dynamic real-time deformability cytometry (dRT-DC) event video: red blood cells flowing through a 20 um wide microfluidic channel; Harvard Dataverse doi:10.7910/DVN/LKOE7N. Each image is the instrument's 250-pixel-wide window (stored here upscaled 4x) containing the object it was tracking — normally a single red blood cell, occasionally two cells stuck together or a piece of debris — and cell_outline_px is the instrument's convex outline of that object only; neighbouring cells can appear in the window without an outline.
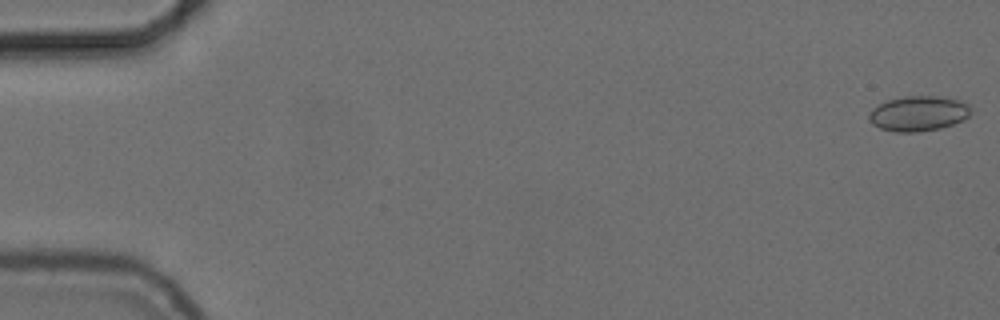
{"species": "common noctule bat (a hibernating species)", "species_latin": "Nyctalus noctula", "temperature_condition": "cold", "stored_images_in_passage": 56, "camera_frame_rate_fps": 3000, "um_per_image_px": 0.085, "animal": {"sex": "female", "body_mass_g": 24.6, "forearm_length_mm": 56.2}, "frame": {"image": 1, "passage_image": 1, "time_ms": 0.0, "image_size_px": [1000, 320], "cell_outline_px": [[972, 112], [964, 120], [940, 128], [920, 132], [896, 132], [880, 128], [872, 124], [868, 120], [868, 112], [872, 108], [888, 100], [904, 96], [936, 96], [960, 100], [968, 104]], "centroid_in_image_um": [78.05, 9.65], "position_along_channel_um": 7.0, "area_um2": 20.98}}
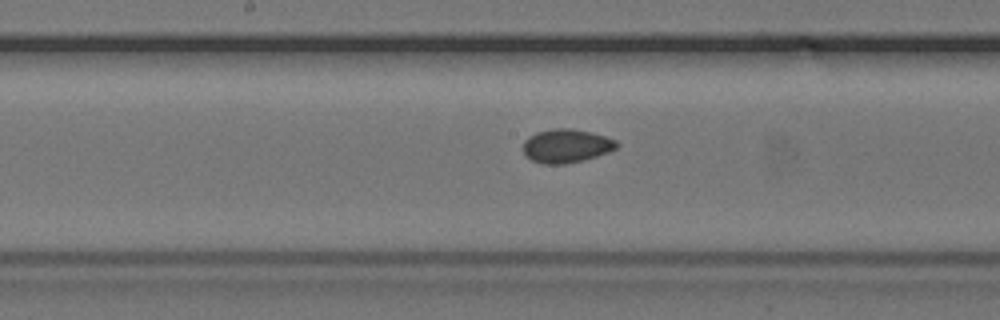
{"frame": {"image": 2, "passage_image": 29, "time_ms": 9.333, "image_size_px": [1000, 320], "cell_outline_px": [[620, 144], [616, 148], [608, 152], [584, 160], [564, 164], [540, 164], [532, 160], [524, 152], [524, 140], [528, 136], [536, 132], [552, 128], [572, 128], [592, 132], [616, 140]], "centroid_in_image_um": [48.14, 12.39], "position_along_channel_um": 200.1, "area_um2": 18.44}}
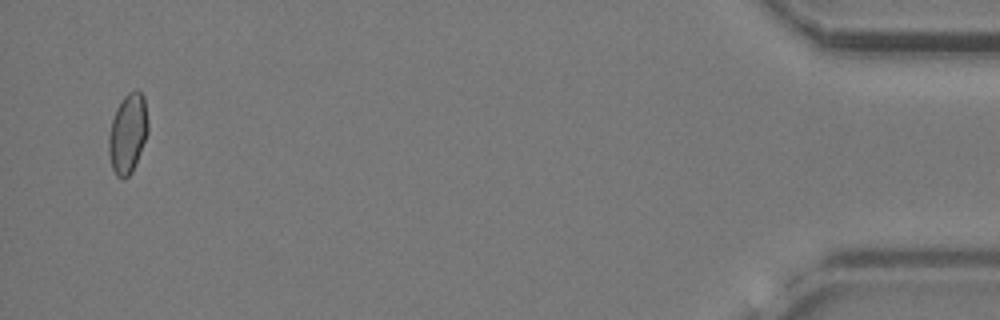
{"frame": {"image": 3, "passage_image": 54, "time_ms": 17.667, "image_size_px": [1000, 320], "cell_outline_px": [[148, 132], [132, 172], [124, 180], [116, 176], [112, 168], [108, 152], [108, 136], [112, 120], [116, 108], [120, 100], [128, 92], [136, 88], [144, 96], [148, 120]], "centroid_in_image_um": [10.85, 11.32], "position_along_channel_um": 424.3, "area_um2": 18.44}, "authors_computed_cell_mechanics": {"area_um2": 18.3226, "velocity_mm_per_s": 3.7199, "shape_relaxation_time_tau1_ms": 4.6294, "shape_relaxation_time_tau2_ms": null, "deformation_change_tau1": 0.0566, "deformation_change_tau2": null}}